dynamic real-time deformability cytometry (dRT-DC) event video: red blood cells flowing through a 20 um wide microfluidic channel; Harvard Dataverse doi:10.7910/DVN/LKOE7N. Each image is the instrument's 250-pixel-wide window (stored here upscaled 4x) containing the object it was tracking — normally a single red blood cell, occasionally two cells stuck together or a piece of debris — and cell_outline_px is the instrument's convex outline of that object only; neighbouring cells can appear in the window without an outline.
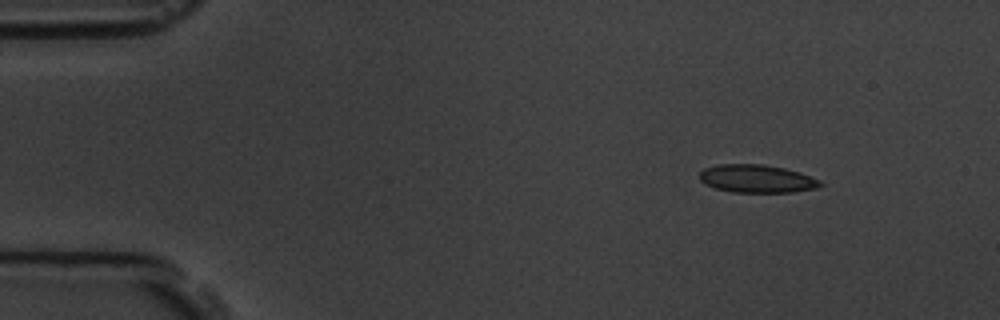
{"species": "common noctule bat (a hibernating species)", "species_latin": "Nyctalus noctula", "temperature_condition": "room temperature", "stored_images_in_passage": 6, "camera_frame_rate_fps": 3000, "um_per_image_px": 0.085, "animal": {"sex": "male", "body_mass_g": 19.5, "forearm_length_mm": 54.6}, "frame": {"image": 1, "passage_image": 1, "time_ms": 0.0, "image_size_px": [1000, 320], "cell_outline_px": [[824, 184], [816, 188], [792, 192], [732, 192], [716, 188], [704, 184], [700, 180], [700, 172], [704, 168], [720, 164], [764, 164], [784, 168], [800, 172], [820, 180]], "centroid_in_image_um": [64.33, 15.19], "position_along_channel_um": 20.7, "area_um2": 19.71}}
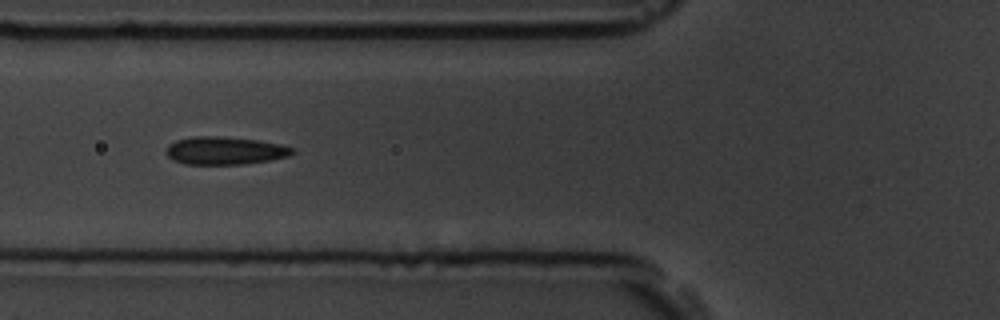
{"frame": {"image": 2, "passage_image": 5, "time_ms": 4.667, "image_size_px": [1000, 320], "cell_outline_px": [[296, 152], [288, 156], [268, 160], [244, 164], [184, 164], [172, 160], [164, 152], [168, 144], [176, 140], [192, 136], [216, 136], [260, 140], [280, 144], [292, 148]], "centroid_in_image_um": [19.07, 12.8], "position_along_channel_um": 106.7, "area_um2": 20.58}}
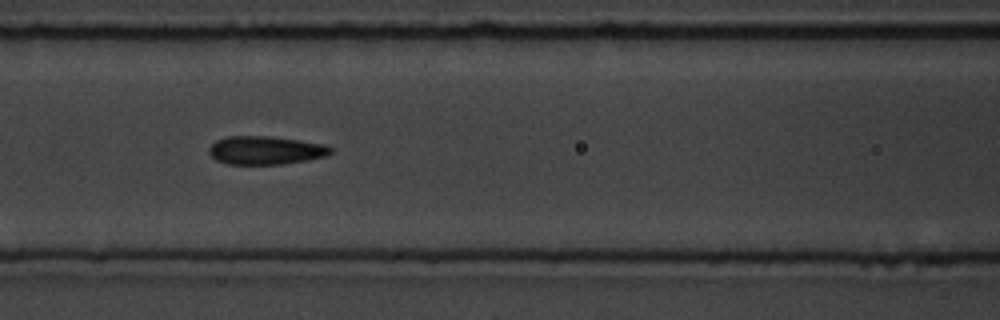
{"frame": {"image": 3, "passage_image": 6, "time_ms": 5.667, "image_size_px": [1000, 320], "cell_outline_px": [[332, 152], [324, 156], [308, 160], [280, 164], [228, 164], [216, 160], [208, 152], [208, 148], [216, 140], [228, 136], [268, 136], [300, 140], [324, 144], [332, 148]], "centroid_in_image_um": [22.55, 12.77], "position_along_channel_um": 144.0, "area_um2": 20.06}}